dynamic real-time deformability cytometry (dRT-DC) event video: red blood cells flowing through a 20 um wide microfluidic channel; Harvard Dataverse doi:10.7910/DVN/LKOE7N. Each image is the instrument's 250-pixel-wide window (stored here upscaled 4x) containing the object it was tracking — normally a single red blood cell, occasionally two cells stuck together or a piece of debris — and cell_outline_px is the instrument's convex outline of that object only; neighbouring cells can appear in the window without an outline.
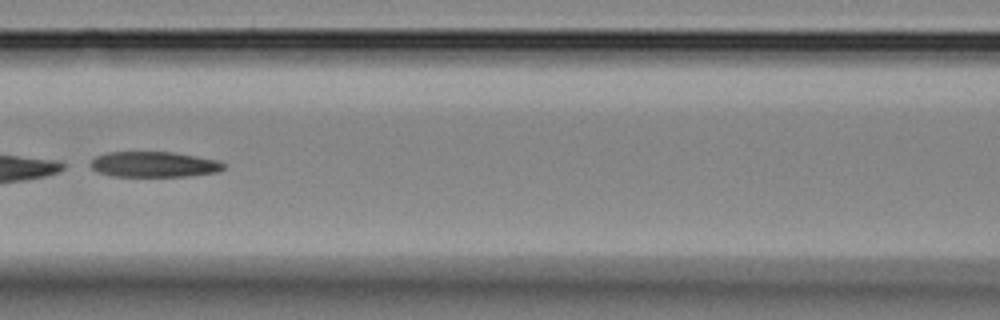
{"species": "Egyptian fruit bat (a non-hibernating species)", "species_latin": "Rousettus aegyptiacus", "temperature_condition": "room temperature", "stored_images_in_passage": 4, "camera_frame_rate_fps": 3000, "um_per_image_px": 0.085, "animal": {"sex": "female"}, "frame": {"image": 1, "passage_image": 4, "time_ms": 3.333, "image_size_px": [1000, 320], "cell_outline_px": [[224, 168], [216, 172], [188, 176], [112, 176], [96, 172], [88, 164], [96, 156], [108, 152], [172, 152], [196, 156], [216, 160], [224, 164]], "centroid_in_image_um": [13.03, 13.97], "position_along_channel_um": 153.6, "area_um2": 19.71}}